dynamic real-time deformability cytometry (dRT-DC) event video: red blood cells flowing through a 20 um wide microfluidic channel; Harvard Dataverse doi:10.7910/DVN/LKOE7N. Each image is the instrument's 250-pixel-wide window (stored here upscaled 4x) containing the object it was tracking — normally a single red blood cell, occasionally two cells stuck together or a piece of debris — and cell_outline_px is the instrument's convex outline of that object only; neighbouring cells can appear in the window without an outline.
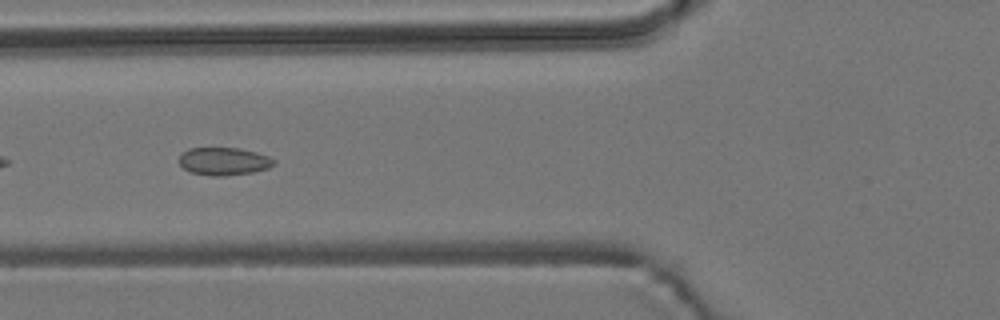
{"species": "common noctule bat (a hibernating species)", "species_latin": "Nyctalus noctula", "temperature_condition": "room temperature", "stored_images_in_passage": 6, "camera_frame_rate_fps": 3000, "um_per_image_px": 0.085, "animal": {"sex": "male", "body_mass_g": 19.2, "forearm_length_mm": 51.8}, "frame": {"image": 1, "passage_image": 6, "time_ms": 6.333, "image_size_px": [1000, 320], "cell_outline_px": [[276, 164], [268, 168], [252, 172], [224, 176], [212, 176], [192, 172], [184, 168], [180, 164], [180, 156], [188, 148], [240, 148], [256, 152], [268, 156], [276, 160]], "centroid_in_image_um": [19.06, 13.71], "position_along_channel_um": 106.7, "area_um2": 15.26}}